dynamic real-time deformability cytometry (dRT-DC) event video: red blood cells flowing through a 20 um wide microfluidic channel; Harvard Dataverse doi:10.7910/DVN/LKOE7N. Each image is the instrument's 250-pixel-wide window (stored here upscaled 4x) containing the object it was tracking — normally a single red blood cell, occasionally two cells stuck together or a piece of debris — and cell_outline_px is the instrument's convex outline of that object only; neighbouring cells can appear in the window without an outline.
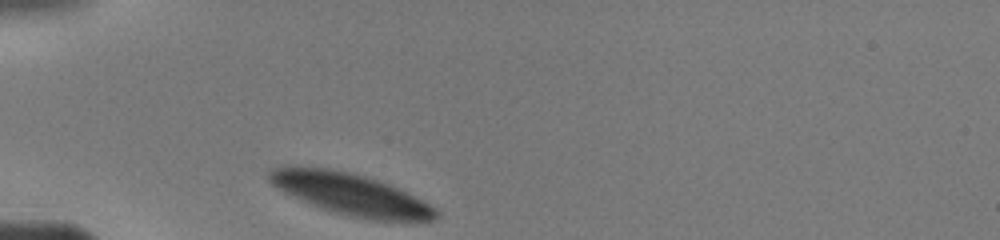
{"species": "human", "species_latin": "Homo sapiens", "temperature_condition": "warm", "stored_images_in_passage": 3, "camera_frame_rate_fps": 3000, "um_per_image_px": 0.085, "donor": {"sex": "male"}, "frame": {"image": 1, "passage_image": 1, "time_ms": 0.0, "image_size_px": [1000, 240], "cell_outline_px": [[440, 216], [432, 220], [412, 224], [404, 224], [372, 220], [352, 216], [320, 208], [284, 192], [276, 188], [268, 180], [268, 172], [272, 168], [284, 164], [292, 164], [328, 168], [352, 172], [380, 180], [436, 208], [440, 212]], "centroid_in_image_um": [29.82, 16.51], "position_along_channel_um": 55.2, "area_um2": 41.5}}